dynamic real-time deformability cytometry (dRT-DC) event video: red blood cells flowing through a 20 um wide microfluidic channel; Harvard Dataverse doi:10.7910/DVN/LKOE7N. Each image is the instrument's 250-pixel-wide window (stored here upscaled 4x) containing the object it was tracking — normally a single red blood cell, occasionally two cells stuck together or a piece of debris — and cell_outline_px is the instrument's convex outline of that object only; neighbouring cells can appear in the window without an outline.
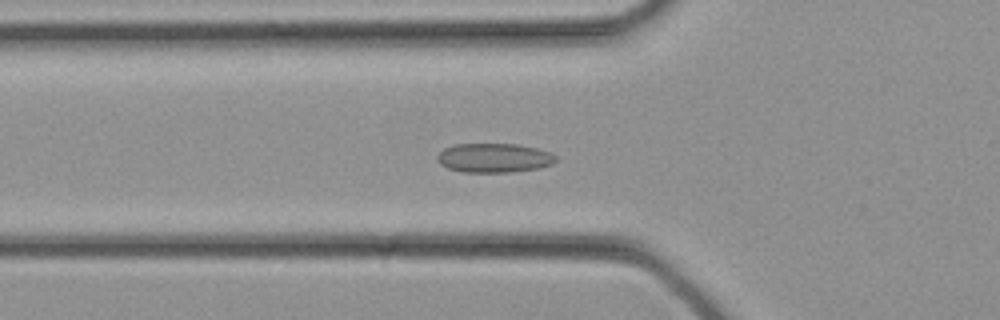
{"species": "common noctule bat (a hibernating species)", "species_latin": "Nyctalus noctula", "temperature_condition": "cold", "stored_images_in_passage": 34, "camera_frame_rate_fps": 3000, "um_per_image_px": 0.085, "animal": {"sex": "female", "body_mass_g": 21.9}, "frame": {"image": 1, "passage_image": 11, "time_ms": 3.333, "image_size_px": [1000, 320], "cell_outline_px": [[556, 160], [552, 164], [540, 168], [512, 172], [464, 172], [448, 168], [440, 164], [436, 160], [436, 156], [444, 148], [452, 144], [516, 144], [536, 148], [552, 152], [556, 156]], "centroid_in_image_um": [41.99, 13.42], "position_along_channel_um": 83.8, "area_um2": 20.35}}
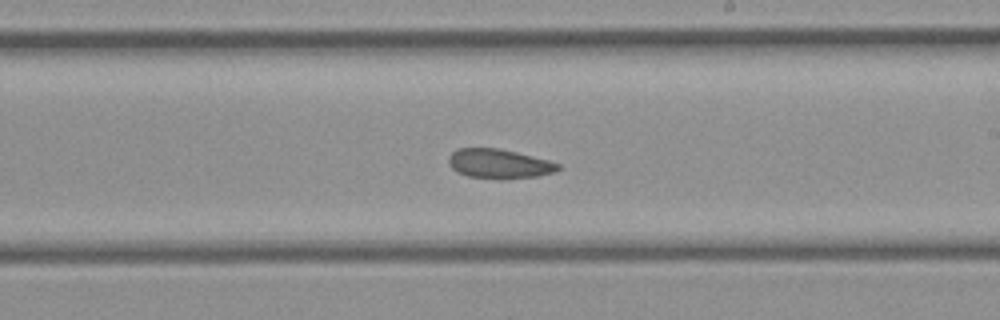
{"frame": {"image": 2, "passage_image": 19, "time_ms": 6.0, "image_size_px": [1000, 320], "cell_outline_px": [[560, 168], [556, 172], [536, 176], [500, 180], [468, 176], [456, 172], [448, 164], [448, 156], [456, 148], [500, 148], [548, 160], [560, 164]], "centroid_in_image_um": [42.39, 13.93], "position_along_channel_um": 246.6, "area_um2": 19.02}}
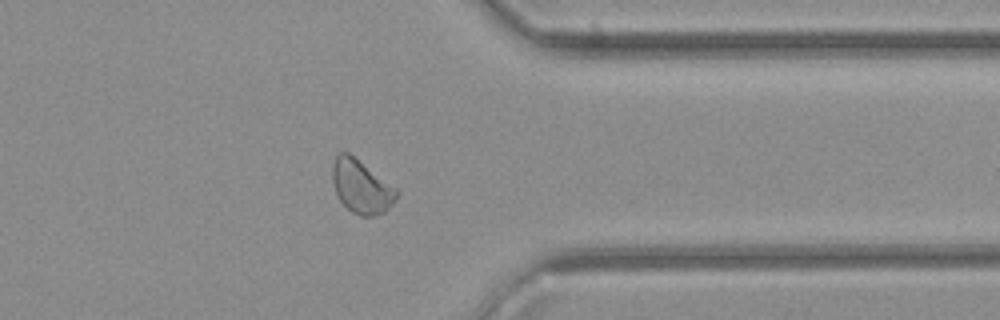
{"frame": {"image": 3, "passage_image": 26, "time_ms": 8.333, "image_size_px": [1000, 320], "cell_outline_px": [[400, 192], [396, 200], [384, 212], [372, 216], [360, 216], [352, 212], [340, 200], [336, 192], [332, 180], [332, 164], [336, 156], [340, 152], [348, 152], [396, 188]], "centroid_in_image_um": [30.71, 15.87], "position_along_channel_um": 380.7, "area_um2": 19.77}}